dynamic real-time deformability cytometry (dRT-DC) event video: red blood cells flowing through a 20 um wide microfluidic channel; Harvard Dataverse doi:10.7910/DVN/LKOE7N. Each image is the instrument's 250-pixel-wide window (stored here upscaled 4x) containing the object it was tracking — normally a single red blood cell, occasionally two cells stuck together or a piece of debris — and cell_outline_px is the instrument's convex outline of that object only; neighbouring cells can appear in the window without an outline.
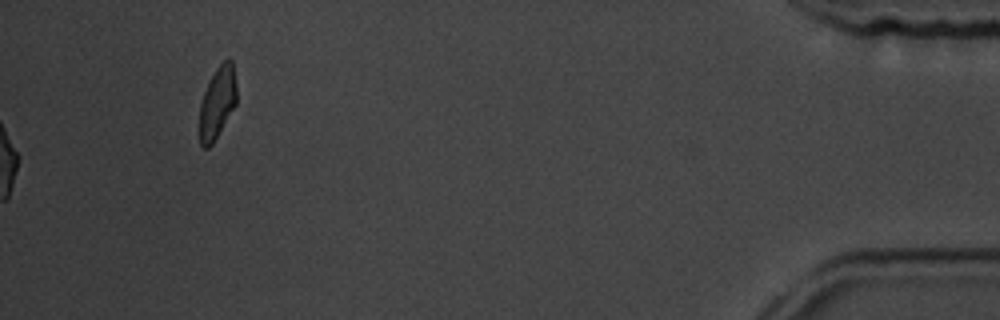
{"species": "common noctule bat (a hibernating species)", "species_latin": "Nyctalus noctula", "temperature_condition": "room temperature", "stored_images_in_passage": 58, "camera_frame_rate_fps": 3000, "um_per_image_px": 0.085, "animal": {"sex": "male", "body_mass_g": 19.5, "forearm_length_mm": 54.6}, "frame": {"image": 1, "passage_image": 58, "time_ms": 19.0, "image_size_px": [1000, 320], "cell_outline_px": [[236, 104], [212, 144], [208, 148], [204, 148], [200, 144], [200, 104], [208, 80], [216, 68], [228, 56], [232, 60], [236, 84]], "centroid_in_image_um": [18.47, 8.68], "position_along_channel_um": 416.7, "area_um2": 15.49}, "authors_computed_cell_mechanics": {"area_um2": 16.7042, "velocity_mm_per_s": 3.561, "shape_relaxation_time_tau1_ms": 3.729, "shape_relaxation_time_tau2_ms": 2.3102, "deformation_change_tau1": 0.1272, "deformation_change_tau2": 0.0683}}